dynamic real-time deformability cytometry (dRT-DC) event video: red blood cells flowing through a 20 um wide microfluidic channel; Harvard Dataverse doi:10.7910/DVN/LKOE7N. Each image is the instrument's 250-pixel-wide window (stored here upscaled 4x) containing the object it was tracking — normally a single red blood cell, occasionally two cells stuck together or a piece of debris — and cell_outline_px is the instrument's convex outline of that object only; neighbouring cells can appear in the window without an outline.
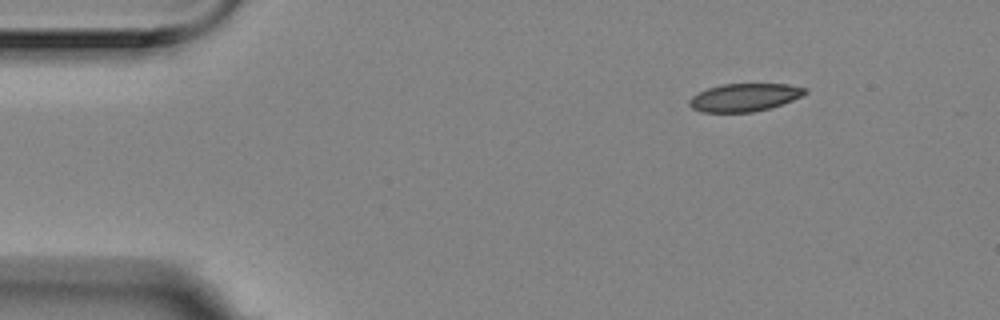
{"species": "Egyptian fruit bat (a non-hibernating species)", "species_latin": "Rousettus aegyptiacus", "temperature_condition": "room temperature", "stored_images_in_passage": 10, "camera_frame_rate_fps": 3000, "um_per_image_px": 0.085, "animal": {"sex": "female"}, "frame": {"image": 1, "passage_image": 1, "time_ms": 0.0, "image_size_px": [1000, 320], "cell_outline_px": [[808, 92], [792, 100], [768, 108], [752, 112], [700, 112], [692, 108], [688, 104], [688, 100], [692, 96], [708, 88], [720, 84], [788, 84], [808, 88]], "centroid_in_image_um": [63.25, 8.27], "position_along_channel_um": 21.7, "area_um2": 18.73}}
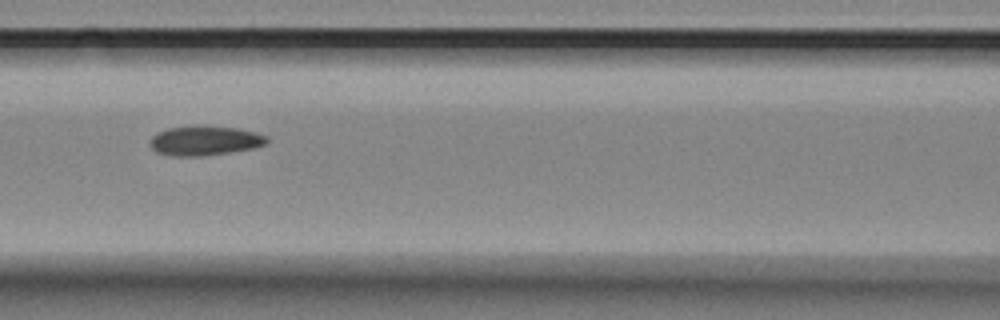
{"frame": {"image": 2, "passage_image": 6, "time_ms": 1.667, "image_size_px": [1000, 320], "cell_outline_px": [[268, 144], [256, 148], [232, 152], [204, 156], [168, 156], [156, 152], [148, 144], [148, 140], [156, 132], [168, 128], [236, 128], [256, 132], [268, 136]], "centroid_in_image_um": [17.41, 12.01], "position_along_channel_um": 149.2, "area_um2": 19.88}}
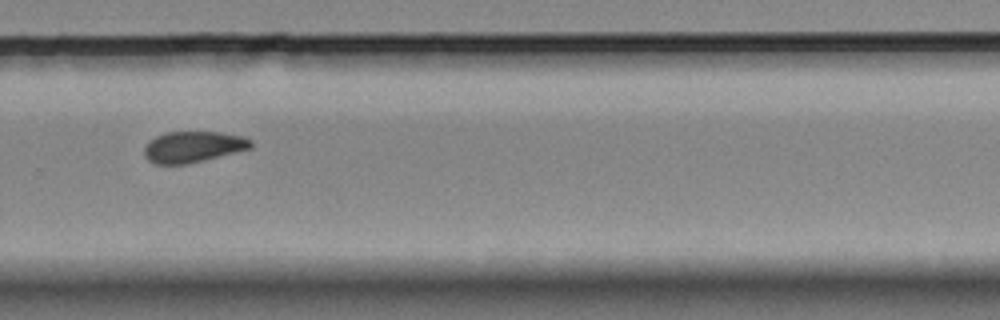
{"frame": {"image": 3, "passage_image": 10, "time_ms": 3.0, "image_size_px": [1000, 320], "cell_outline_px": [[252, 148], [188, 164], [156, 164], [148, 160], [144, 152], [144, 148], [148, 140], [164, 132], [220, 132], [244, 136], [252, 140]], "centroid_in_image_um": [16.41, 12.47], "position_along_channel_um": 313.4, "area_um2": 19.42}}